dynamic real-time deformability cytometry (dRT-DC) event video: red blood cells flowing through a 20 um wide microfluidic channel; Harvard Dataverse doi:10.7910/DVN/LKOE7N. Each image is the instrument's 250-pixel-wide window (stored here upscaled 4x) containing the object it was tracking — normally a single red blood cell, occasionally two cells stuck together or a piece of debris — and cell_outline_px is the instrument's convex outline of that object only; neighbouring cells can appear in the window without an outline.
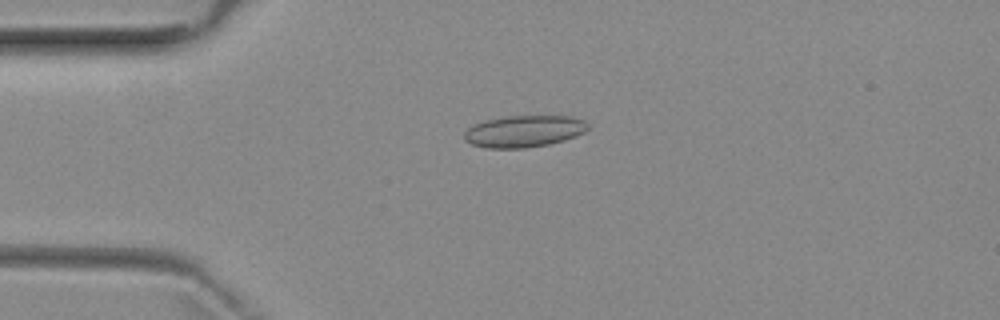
{"species": "common noctule bat (a hibernating species)", "species_latin": "Nyctalus noctula", "temperature_condition": "room temperature", "stored_images_in_passage": 7, "camera_frame_rate_fps": 3000, "um_per_image_px": 0.085, "animal": {"sex": "female", "body_mass_g": 29.2, "forearm_length_mm": 56.3}, "frame": {"image": 1, "passage_image": 2, "time_ms": 1.0, "image_size_px": [1000, 320], "cell_outline_px": [[588, 128], [584, 132], [576, 136], [564, 140], [548, 144], [524, 148], [484, 148], [472, 144], [464, 140], [464, 132], [472, 124], [488, 120], [508, 116], [572, 116], [584, 120], [588, 124]], "centroid_in_image_um": [44.53, 11.16], "position_along_channel_um": 40.5, "area_um2": 22.89}}
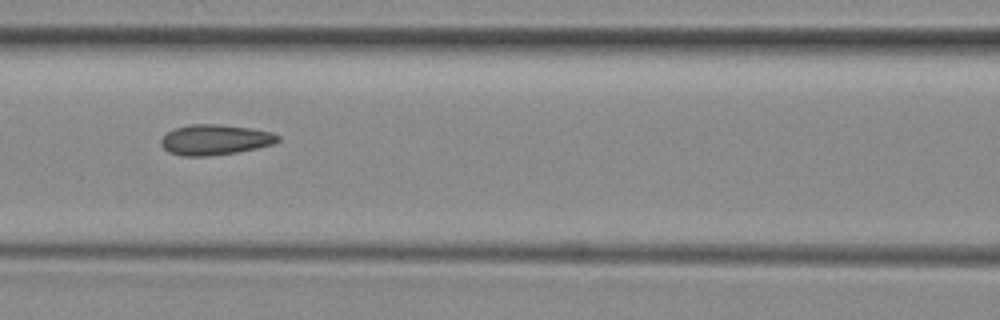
{"frame": {"image": 2, "passage_image": 5, "time_ms": 4.333, "image_size_px": [1000, 320], "cell_outline_px": [[280, 140], [272, 144], [256, 148], [236, 152], [208, 156], [184, 156], [168, 152], [160, 144], [160, 140], [168, 132], [176, 128], [188, 124], [216, 124], [252, 128], [272, 132], [280, 136]], "centroid_in_image_um": [18.27, 11.87], "position_along_channel_um": 148.3, "area_um2": 20.63}}
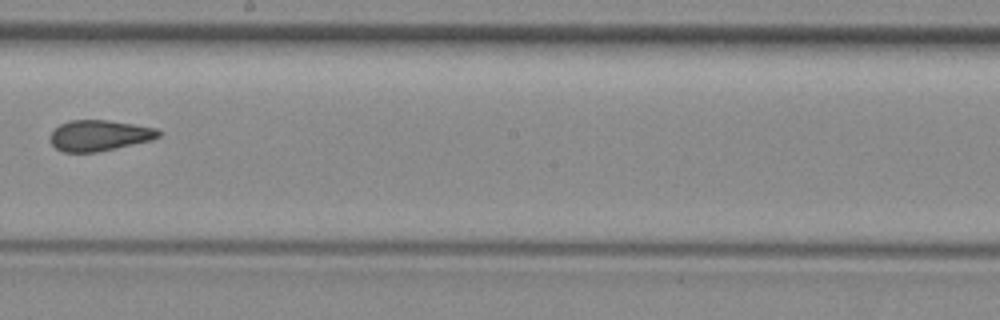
{"frame": {"image": 3, "passage_image": 7, "time_ms": 6.667, "image_size_px": [1000, 320], "cell_outline_px": [[160, 136], [152, 140], [116, 148], [96, 152], [64, 152], [56, 148], [52, 144], [48, 136], [60, 124], [72, 120], [108, 120], [156, 128], [160, 132]], "centroid_in_image_um": [8.43, 11.52], "position_along_channel_um": 239.8, "area_um2": 19.36}}